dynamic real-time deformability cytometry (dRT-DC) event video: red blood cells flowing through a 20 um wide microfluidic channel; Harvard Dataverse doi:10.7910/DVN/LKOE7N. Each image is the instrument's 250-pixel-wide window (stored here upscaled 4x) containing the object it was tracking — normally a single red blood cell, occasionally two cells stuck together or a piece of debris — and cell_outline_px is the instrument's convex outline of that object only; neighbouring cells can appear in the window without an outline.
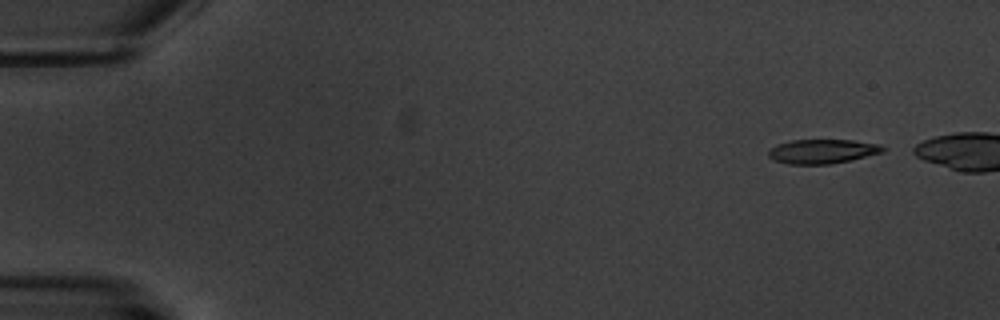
{"species": "common noctule bat (a hibernating species)", "species_latin": "Nyctalus noctula", "temperature_condition": "warm", "stored_images_in_passage": 5, "camera_frame_rate_fps": 3000, "um_per_image_px": 0.085, "animal": {"sex": "male", "body_mass_g": 20.1, "forearm_length_mm": 53.5}, "frame": {"image": 1, "passage_image": 1, "time_ms": 0.0, "image_size_px": [1000, 320], "cell_outline_px": [[888, 148], [884, 152], [852, 160], [828, 164], [788, 164], [772, 160], [768, 156], [768, 148], [776, 144], [792, 140], [852, 140], [880, 144]], "centroid_in_image_um": [69.9, 12.86], "position_along_channel_um": 15.1, "area_um2": 16.47}}